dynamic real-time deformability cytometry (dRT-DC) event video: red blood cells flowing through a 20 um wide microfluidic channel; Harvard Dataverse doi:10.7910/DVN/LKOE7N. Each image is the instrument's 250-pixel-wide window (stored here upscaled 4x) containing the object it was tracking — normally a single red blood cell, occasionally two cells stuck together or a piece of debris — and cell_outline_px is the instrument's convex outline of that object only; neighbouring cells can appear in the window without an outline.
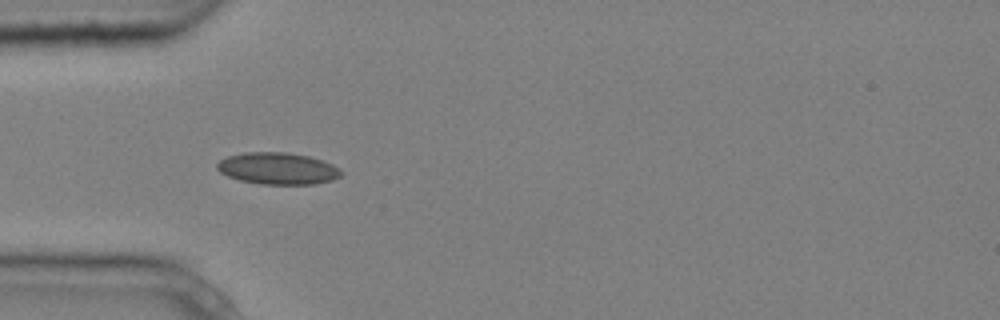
{"species": "common noctule bat (a hibernating species)", "species_latin": "Nyctalus noctula", "temperature_condition": "cold", "stored_images_in_passage": 4, "camera_frame_rate_fps": 3000, "um_per_image_px": 0.085, "animal": {"sex": "male", "body_mass_g": 20.4}, "frame": {"image": 1, "passage_image": 4, "time_ms": 1.0, "image_size_px": [1000, 320], "cell_outline_px": [[344, 172], [340, 176], [332, 180], [316, 184], [260, 184], [240, 180], [228, 176], [220, 172], [216, 168], [216, 164], [220, 160], [228, 156], [244, 152], [284, 152], [308, 156], [332, 164], [340, 168]], "centroid_in_image_um": [23.61, 14.32], "position_along_channel_um": 61.4, "area_um2": 23.0}}